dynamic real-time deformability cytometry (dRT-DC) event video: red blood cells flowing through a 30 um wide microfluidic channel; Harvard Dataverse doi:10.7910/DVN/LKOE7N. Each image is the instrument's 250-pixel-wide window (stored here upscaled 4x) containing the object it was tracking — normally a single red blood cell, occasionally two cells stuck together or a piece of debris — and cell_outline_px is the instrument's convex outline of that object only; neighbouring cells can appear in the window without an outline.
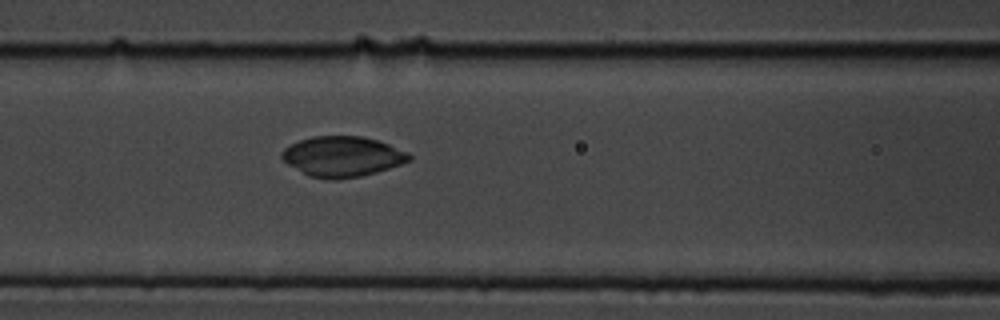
{"species": "common noctule bat (a hibernating species)", "species_latin": "Nyctalus noctula", "temperature_condition": "cold", "stored_images_in_passage": 5, "camera_frame_rate_fps": 3000, "um_per_image_px": 0.085, "animal": {"sex": "male", "body_mass_g": 19.5, "forearm_length_mm": 54.6}, "frame": {"image": 1, "passage_image": 5, "time_ms": 1.333, "image_size_px": [1000, 320], "cell_outline_px": [[412, 160], [376, 172], [360, 176], [336, 180], [328, 180], [308, 176], [288, 164], [280, 156], [280, 152], [284, 148], [300, 140], [312, 136], [360, 136], [376, 140], [388, 144], [408, 152], [412, 156]], "centroid_in_image_um": [29.08, 13.31], "position_along_channel_um": 137.5, "area_um2": 29.88}}